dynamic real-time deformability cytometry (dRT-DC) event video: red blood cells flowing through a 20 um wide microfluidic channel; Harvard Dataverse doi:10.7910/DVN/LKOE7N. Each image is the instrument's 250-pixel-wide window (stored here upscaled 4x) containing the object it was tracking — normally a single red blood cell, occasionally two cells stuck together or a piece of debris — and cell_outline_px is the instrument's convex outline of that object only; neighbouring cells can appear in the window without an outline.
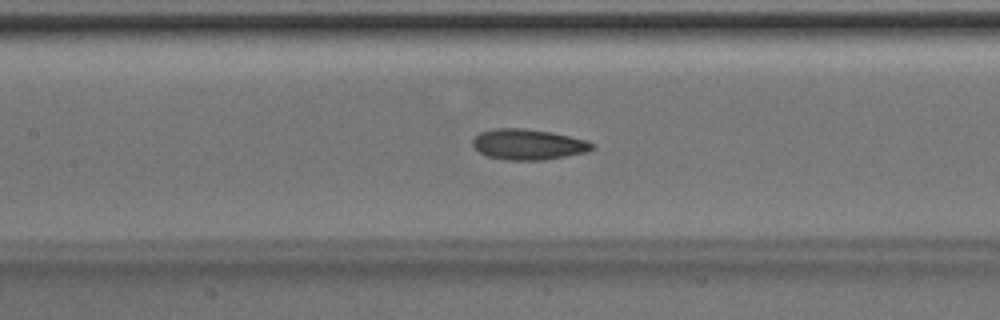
{"species": "Egyptian fruit bat (a non-hibernating species)", "species_latin": "Rousettus aegyptiacus", "temperature_condition": "room temperature", "stored_images_in_passage": 48, "camera_frame_rate_fps": 3000, "um_per_image_px": 0.085, "animal": {"sex": "male"}, "frame": {"image": 1, "passage_image": 21, "time_ms": 6.667, "image_size_px": [1000, 320], "cell_outline_px": [[596, 148], [584, 152], [544, 160], [508, 160], [488, 156], [480, 152], [472, 144], [472, 140], [480, 132], [492, 128], [524, 128], [548, 132], [568, 136], [584, 140], [596, 144]], "centroid_in_image_um": [44.88, 12.27], "position_along_channel_um": 162.5, "area_um2": 21.1}}
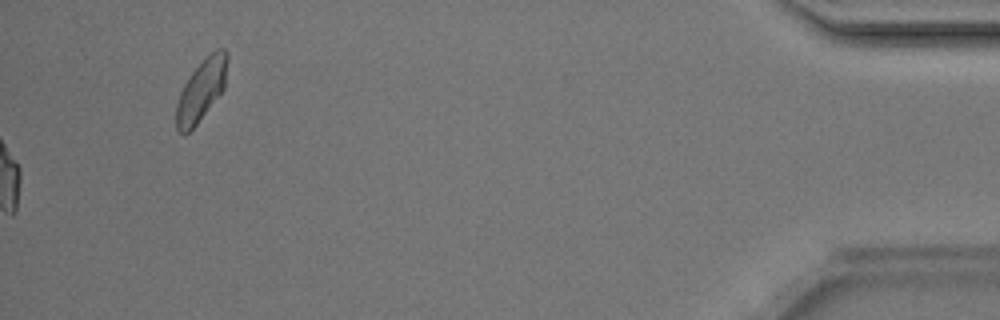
{"frame": {"image": 2, "passage_image": 48, "time_ms": 15.667, "image_size_px": [1000, 320], "cell_outline_px": [[228, 60], [224, 88], [196, 124], [188, 132], [180, 132], [176, 128], [176, 104], [180, 92], [184, 84], [192, 72], [212, 52], [220, 48], [224, 48], [228, 52]], "centroid_in_image_um": [17.12, 7.64], "position_along_channel_um": 418.1, "area_um2": 17.8}, "authors_computed_cell_mechanics": {"area_um2": 21.2126, "velocity_mm_per_s": 4.209, "shape_relaxation_time_tau1_ms": 2.8366, "shape_relaxation_time_tau2_ms": 1.6312, "deformation_change_tau1": 0.1159, "deformation_change_tau2": 0.0712}}